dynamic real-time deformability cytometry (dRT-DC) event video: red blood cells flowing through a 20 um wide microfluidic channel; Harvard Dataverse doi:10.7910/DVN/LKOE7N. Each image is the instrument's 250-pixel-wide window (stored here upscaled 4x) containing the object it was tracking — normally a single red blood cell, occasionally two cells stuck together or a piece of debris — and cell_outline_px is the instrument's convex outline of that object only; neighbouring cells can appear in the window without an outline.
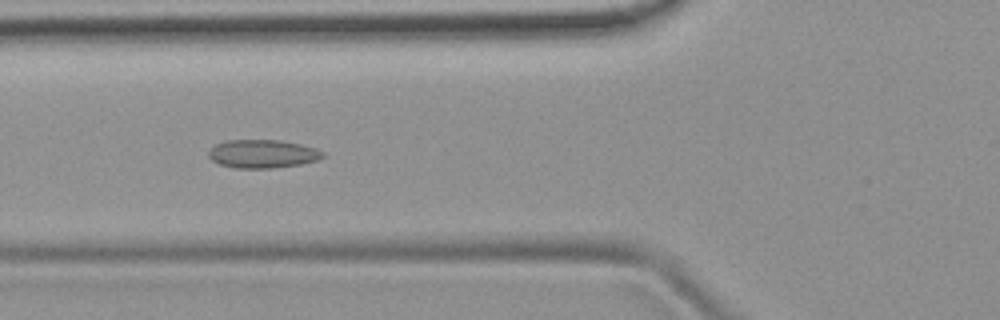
{"species": "common noctule bat (a hibernating species)", "species_latin": "Nyctalus noctula", "temperature_condition": "room temperature", "stored_images_in_passage": 5, "camera_frame_rate_fps": 3000, "um_per_image_px": 0.085, "animal": {"sex": "female", "body_mass_g": 19.9}, "frame": {"image": 1, "passage_image": 5, "time_ms": 4.333, "image_size_px": [1000, 320], "cell_outline_px": [[324, 156], [316, 160], [300, 164], [272, 168], [236, 168], [220, 164], [212, 160], [208, 156], [208, 152], [216, 144], [228, 140], [280, 140], [300, 144], [316, 148], [324, 152]], "centroid_in_image_um": [22.32, 13.07], "position_along_channel_um": 103.5, "area_um2": 18.73}}